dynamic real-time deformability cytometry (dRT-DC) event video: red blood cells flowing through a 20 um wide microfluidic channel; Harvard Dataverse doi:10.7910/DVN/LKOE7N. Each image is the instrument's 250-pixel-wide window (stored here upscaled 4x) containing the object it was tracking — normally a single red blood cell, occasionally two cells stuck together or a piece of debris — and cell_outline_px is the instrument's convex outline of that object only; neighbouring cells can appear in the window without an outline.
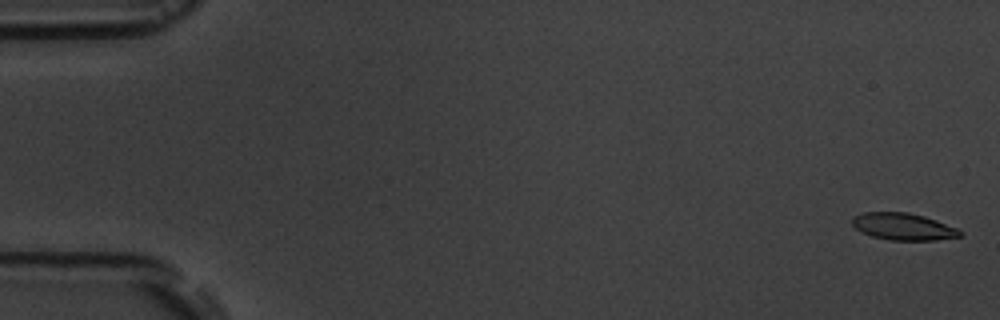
{"species": "common noctule bat (a hibernating species)", "species_latin": "Nyctalus noctula", "temperature_condition": "room temperature", "stored_images_in_passage": 3, "camera_frame_rate_fps": 3000, "um_per_image_px": 0.085, "animal": {"sex": "male", "body_mass_g": 19.5, "forearm_length_mm": 54.6}, "frame": {"image": 1, "passage_image": 1, "time_ms": 0.0, "image_size_px": [1000, 320], "cell_outline_px": [[964, 232], [960, 236], [936, 240], [888, 240], [872, 236], [860, 232], [852, 224], [852, 216], [864, 212], [908, 212], [924, 216], [936, 220], [956, 228]], "centroid_in_image_um": [76.75, 19.26], "position_along_channel_um": 8.3, "area_um2": 16.99}}
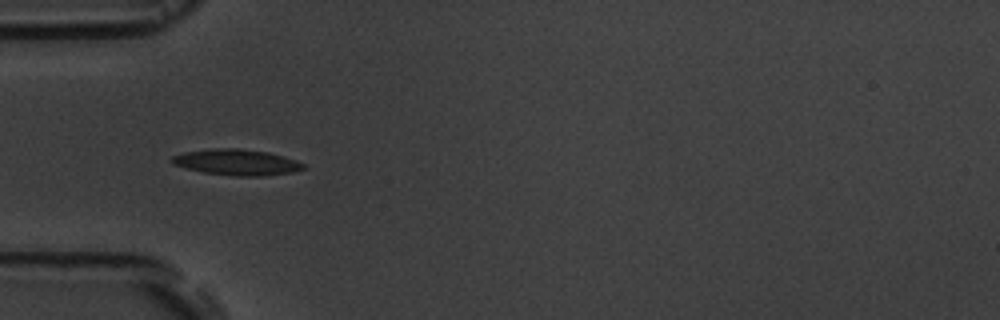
{"frame": {"image": 2, "passage_image": 3, "time_ms": 5.667, "image_size_px": [1000, 320], "cell_outline_px": [[308, 168], [292, 172], [260, 176], [236, 176], [204, 172], [184, 168], [172, 164], [168, 160], [172, 156], [184, 152], [212, 148], [240, 148], [268, 152], [284, 156], [296, 160], [304, 164]], "centroid_in_image_um": [20.1, 13.78], "position_along_channel_um": 64.9, "area_um2": 20.06}}